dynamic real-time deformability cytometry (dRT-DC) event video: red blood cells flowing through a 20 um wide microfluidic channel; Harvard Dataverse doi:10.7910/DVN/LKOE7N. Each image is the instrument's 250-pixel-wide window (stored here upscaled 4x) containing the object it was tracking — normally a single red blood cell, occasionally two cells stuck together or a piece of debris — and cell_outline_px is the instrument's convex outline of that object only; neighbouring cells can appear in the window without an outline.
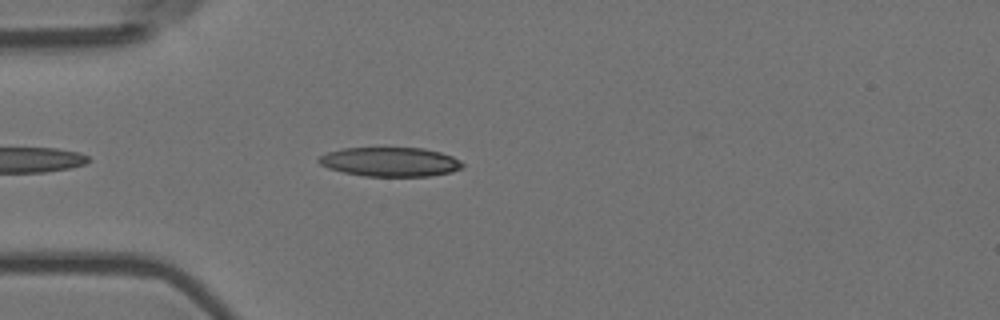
{"species": "Egyptian fruit bat (a non-hibernating species)", "species_latin": "Rousettus aegyptiacus", "temperature_condition": "room temperature", "stored_images_in_passage": 28, "camera_frame_rate_fps": 3000, "um_per_image_px": 0.085, "animal": {"sex": "female"}, "frame": {"image": 1, "passage_image": 4, "time_ms": 1.0, "image_size_px": [1000, 320], "cell_outline_px": [[464, 164], [460, 168], [452, 172], [428, 176], [364, 176], [344, 172], [328, 168], [320, 164], [316, 160], [320, 156], [328, 152], [344, 148], [424, 148], [440, 152], [452, 156], [460, 160]], "centroid_in_image_um": [33.16, 13.76], "position_along_channel_um": 51.8, "area_um2": 24.39}}
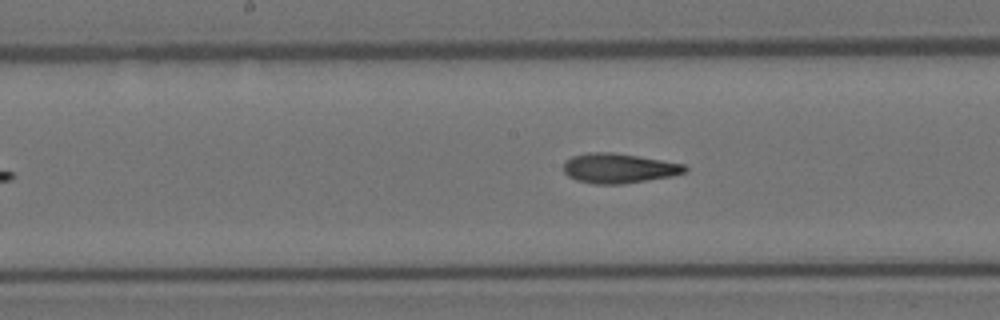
{"frame": {"image": 2, "passage_image": 13, "time_ms": 4.0, "image_size_px": [1000, 320], "cell_outline_px": [[688, 168], [684, 172], [672, 176], [620, 184], [596, 184], [576, 180], [568, 176], [564, 172], [564, 164], [572, 156], [588, 152], [612, 152], [684, 164]], "centroid_in_image_um": [52.57, 14.3], "position_along_channel_um": 195.6, "area_um2": 20.75}}
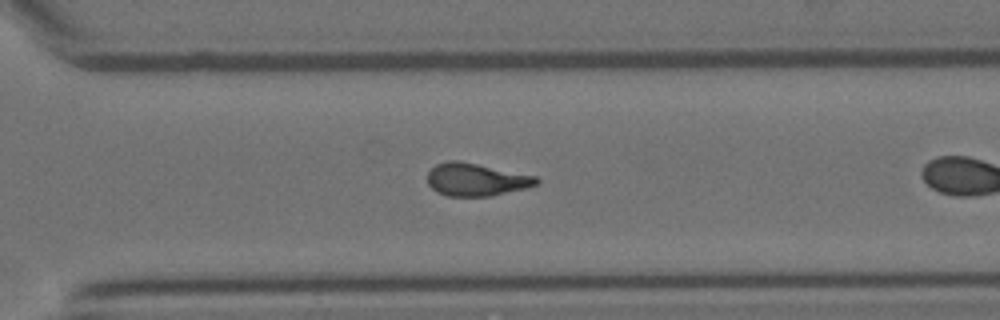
{"frame": {"image": 3, "passage_image": 24, "time_ms": 7.667, "image_size_px": [1000, 320], "cell_outline_px": [[540, 180], [536, 184], [524, 188], [492, 196], [448, 196], [436, 192], [428, 184], [428, 172], [436, 164], [448, 160], [460, 160], [536, 176]], "centroid_in_image_um": [40.44, 15.25], "position_along_channel_um": 330.2, "area_um2": 20.75}}